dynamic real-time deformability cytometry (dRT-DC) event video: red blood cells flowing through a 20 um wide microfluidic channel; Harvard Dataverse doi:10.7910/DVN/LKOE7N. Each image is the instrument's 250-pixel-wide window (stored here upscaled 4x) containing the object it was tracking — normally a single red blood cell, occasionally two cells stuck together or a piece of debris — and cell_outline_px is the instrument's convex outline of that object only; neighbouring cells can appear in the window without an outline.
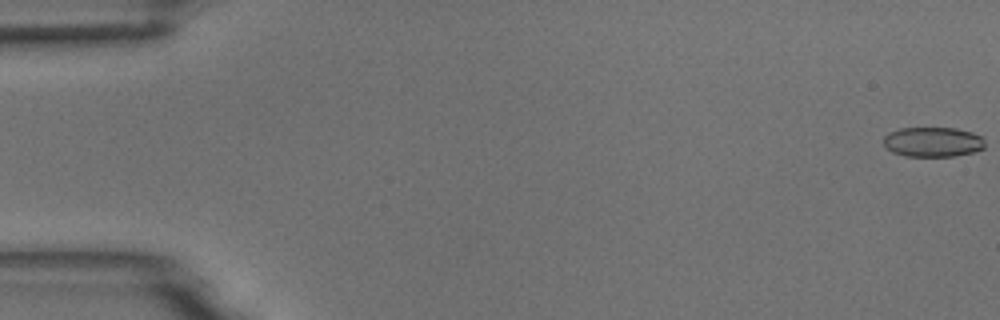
{"species": "common noctule bat (a hibernating species)", "species_latin": "Nyctalus noctula", "temperature_condition": "room temperature", "stored_images_in_passage": 7, "camera_frame_rate_fps": 3000, "um_per_image_px": 0.085, "animal": {"sex": "male", "body_mass_g": 18.8}, "frame": {"image": 1, "passage_image": 1, "time_ms": 0.0, "image_size_px": [1000, 320], "cell_outline_px": [[984, 148], [976, 152], [956, 156], [904, 156], [892, 152], [884, 148], [884, 136], [888, 132], [900, 128], [956, 128], [972, 132], [984, 136]], "centroid_in_image_um": [79.3, 12.07], "position_along_channel_um": 5.7, "area_um2": 17.98}}
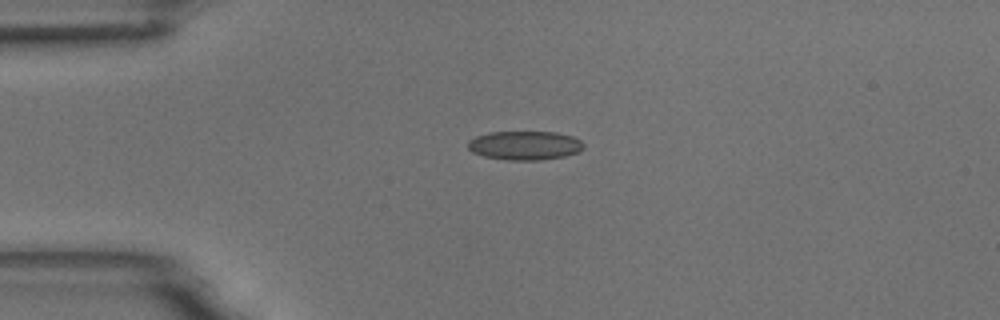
{"frame": {"image": 2, "passage_image": 5, "time_ms": 1.333, "image_size_px": [1000, 320], "cell_outline_px": [[584, 148], [576, 152], [564, 156], [540, 160], [508, 160], [484, 156], [472, 152], [468, 148], [468, 140], [476, 136], [488, 132], [556, 132], [572, 136], [580, 140], [584, 144]], "centroid_in_image_um": [44.59, 12.36], "position_along_channel_um": 40.4, "area_um2": 19.48}}